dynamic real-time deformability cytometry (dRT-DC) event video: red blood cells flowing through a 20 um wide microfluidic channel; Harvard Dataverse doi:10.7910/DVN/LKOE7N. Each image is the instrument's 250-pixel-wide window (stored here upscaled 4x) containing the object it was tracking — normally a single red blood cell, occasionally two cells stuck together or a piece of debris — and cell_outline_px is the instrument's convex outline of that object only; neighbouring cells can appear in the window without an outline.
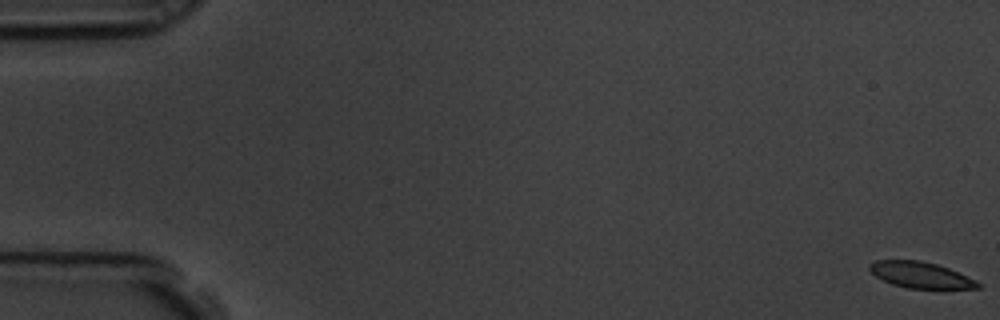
{"species": "common noctule bat (a hibernating species)", "species_latin": "Nyctalus noctula", "temperature_condition": "room temperature", "stored_images_in_passage": 60, "camera_frame_rate_fps": 3000, "um_per_image_px": 0.085, "animal": {"sex": "male", "body_mass_g": 19.5, "forearm_length_mm": 54.6}, "frame": {"image": 1, "passage_image": 1, "time_ms": 0.0, "image_size_px": [1000, 320], "cell_outline_px": [[980, 288], [908, 288], [892, 284], [876, 276], [868, 268], [868, 264], [876, 260], [920, 260], [936, 264], [948, 268], [976, 280], [980, 284]], "centroid_in_image_um": [78.23, 23.36], "position_along_channel_um": 6.8, "area_um2": 16.24}}
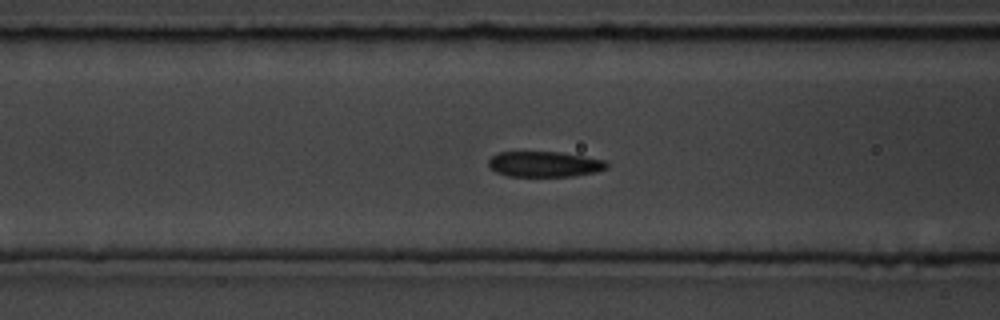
{"frame": {"image": 2, "passage_image": 24, "time_ms": 7.667, "image_size_px": [1000, 320], "cell_outline_px": [[608, 168], [596, 172], [572, 176], [508, 176], [496, 172], [488, 164], [488, 160], [492, 156], [500, 152], [560, 152], [608, 160]], "centroid_in_image_um": [46.33, 13.95], "position_along_channel_um": 120.3, "area_um2": 17.63}}
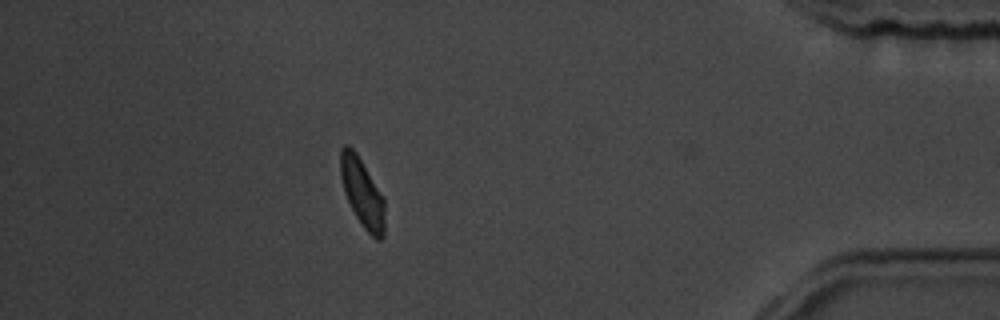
{"frame": {"image": 3, "passage_image": 52, "time_ms": 17.0, "image_size_px": [1000, 320], "cell_outline_px": [[384, 236], [380, 240], [376, 240], [364, 228], [356, 216], [344, 192], [340, 176], [340, 148], [344, 144], [348, 144], [356, 152], [384, 196]], "centroid_in_image_um": [30.79, 16.36], "position_along_channel_um": 404.4, "area_um2": 17.8}, "authors_computed_cell_mechanics": {"area_um2": 17.8024, "velocity_mm_per_s": 3.534, "shape_relaxation_time_tau1_ms": 2.9144, "shape_relaxation_time_tau2_ms": 1.9991, "deformation_change_tau1": 0.0947, "deformation_change_tau2": 0.0803}}